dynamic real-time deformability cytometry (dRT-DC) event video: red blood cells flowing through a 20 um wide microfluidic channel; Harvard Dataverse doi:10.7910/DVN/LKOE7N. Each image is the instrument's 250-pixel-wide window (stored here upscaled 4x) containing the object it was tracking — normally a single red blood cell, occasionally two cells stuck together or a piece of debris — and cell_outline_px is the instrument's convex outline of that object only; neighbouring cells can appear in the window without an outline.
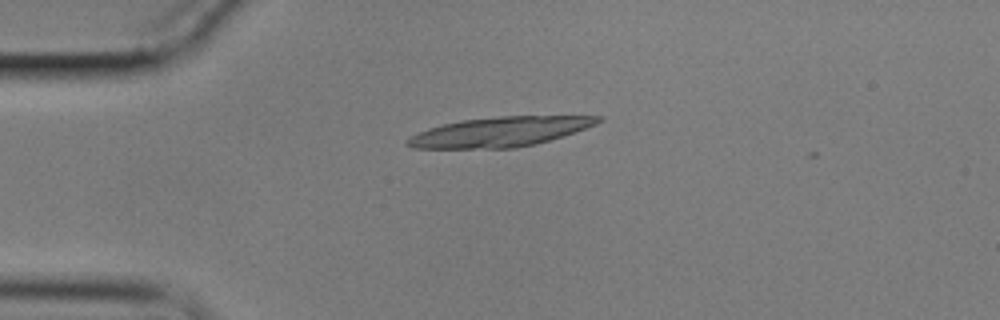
{"species": "common noctule bat (a hibernating species)", "species_latin": "Nyctalus noctula", "temperature_condition": "cold", "stored_images_in_passage": 9, "camera_frame_rate_fps": 3000, "um_per_image_px": 0.085, "animal": {"sex": "male", "body_mass_g": 17.9}, "frame": {"image": 1, "passage_image": 5, "time_ms": 1.333, "image_size_px": [1000, 320], "cell_outline_px": [[604, 120], [596, 124], [536, 144], [516, 148], [412, 148], [404, 144], [404, 140], [428, 128], [444, 124], [464, 120], [500, 116], [604, 116]], "centroid_in_image_um": [42.47, 11.21], "position_along_channel_um": 42.5, "area_um2": 32.6}}